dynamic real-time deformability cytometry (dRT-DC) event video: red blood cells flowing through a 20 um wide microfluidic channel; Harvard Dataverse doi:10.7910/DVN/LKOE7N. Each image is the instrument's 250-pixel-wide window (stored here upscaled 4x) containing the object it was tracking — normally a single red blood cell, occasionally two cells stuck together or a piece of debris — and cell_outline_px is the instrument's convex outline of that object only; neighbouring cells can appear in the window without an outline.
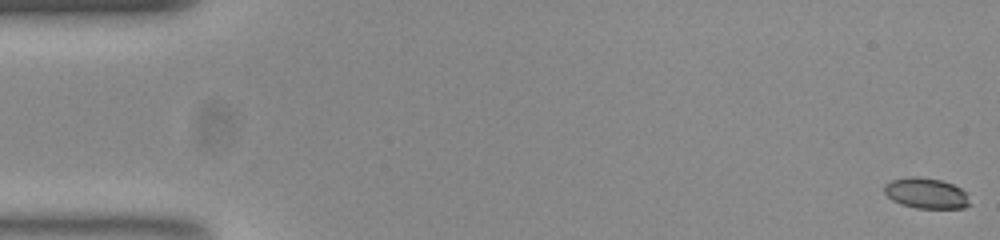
{"species": "common noctule bat (a hibernating species)", "species_latin": "Nyctalus noctula", "temperature_condition": "room temperature", "stored_images_in_passage": 53, "camera_frame_rate_fps": 3000, "um_per_image_px": 0.085, "animal": {"sex": "female", "body_mass_g": 23.0, "forearm_length_mm": 53.4}, "frame": {"image": 1, "passage_image": 1, "time_ms": 0.0, "image_size_px": [1000, 240], "cell_outline_px": [[972, 204], [964, 208], [916, 208], [900, 204], [892, 200], [884, 192], [884, 184], [892, 180], [908, 176], [916, 176], [940, 180], [952, 184], [968, 192]], "centroid_in_image_um": [78.76, 16.43], "position_along_channel_um": 6.2, "area_um2": 15.49}}
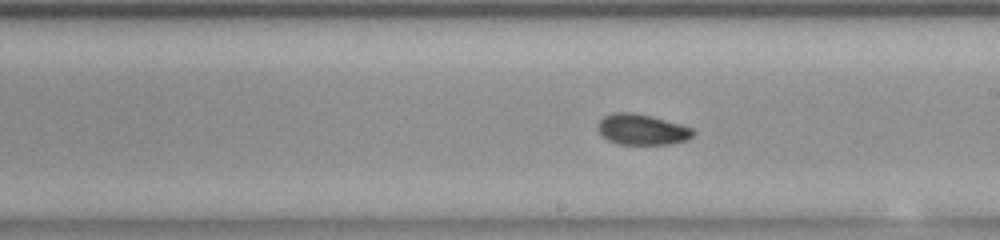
{"frame": {"image": 2, "passage_image": 30, "time_ms": 9.667, "image_size_px": [1000, 240], "cell_outline_px": [[696, 132], [688, 140], [668, 144], [620, 144], [608, 140], [600, 136], [596, 128], [600, 120], [604, 116], [612, 112], [632, 112], [652, 116], [680, 124], [692, 128]], "centroid_in_image_um": [54.54, 11.0], "position_along_channel_um": 234.5, "area_um2": 17.22}}
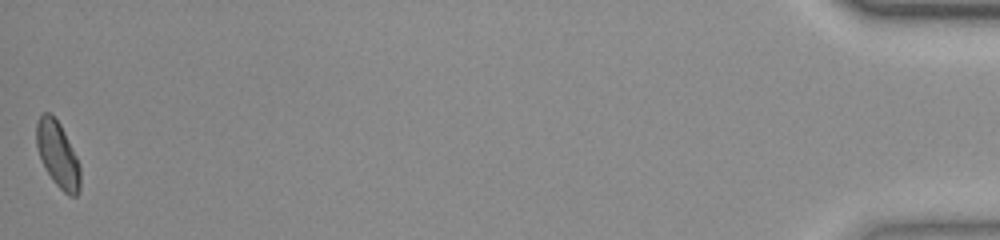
{"frame": {"image": 3, "passage_image": 53, "time_ms": 17.333, "image_size_px": [1000, 240], "cell_outline_px": [[80, 192], [76, 196], [68, 196], [52, 180], [40, 156], [36, 144], [36, 120], [44, 112], [48, 112], [60, 124], [80, 164]], "centroid_in_image_um": [4.92, 13.15], "position_along_channel_um": 430.3, "area_um2": 16.59}, "authors_computed_cell_mechanics": {"area_um2": 16.6464, "velocity_mm_per_s": 3.8854, "shape_relaxation_time_tau1_ms": 4.5026, "shape_relaxation_time_tau2_ms": 2.2747, "deformation_change_tau1": 0.1414, "deformation_change_tau2": 0.0706}}